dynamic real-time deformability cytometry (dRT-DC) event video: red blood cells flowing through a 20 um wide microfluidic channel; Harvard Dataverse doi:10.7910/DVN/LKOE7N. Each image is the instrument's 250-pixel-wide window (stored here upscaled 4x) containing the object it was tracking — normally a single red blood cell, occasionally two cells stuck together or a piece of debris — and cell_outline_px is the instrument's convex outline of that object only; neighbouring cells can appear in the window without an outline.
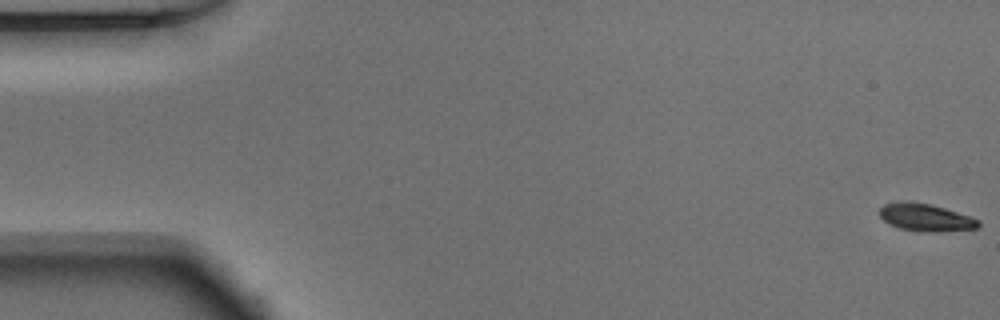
{"species": "Egyptian fruit bat (a non-hibernating species)", "species_latin": "Rousettus aegyptiacus", "temperature_condition": "warm", "stored_images_in_passage": 52, "camera_frame_rate_fps": 3000, "um_per_image_px": 0.085, "animal": {"sex": "male"}, "frame": {"image": 1, "passage_image": 1, "time_ms": 0.0, "image_size_px": [1000, 320], "cell_outline_px": [[980, 224], [976, 228], [936, 232], [928, 232], [900, 228], [884, 220], [876, 212], [884, 204], [932, 204], [972, 216], [980, 220]], "centroid_in_image_um": [78.75, 18.51], "position_along_channel_um": 6.2, "area_um2": 15.26}}
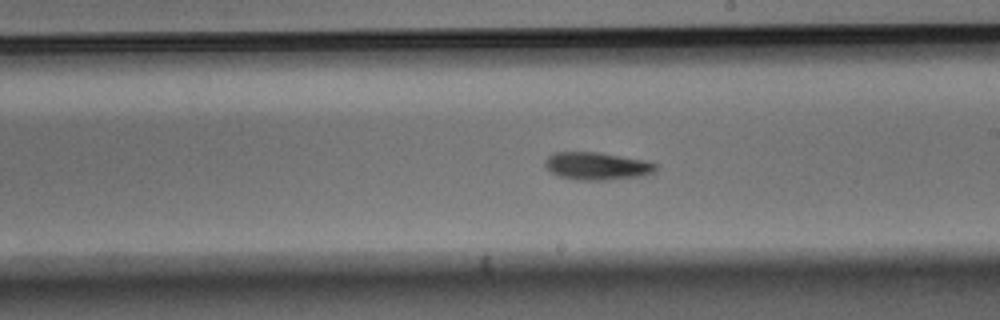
{"frame": {"image": 2, "passage_image": 30, "time_ms": 9.667, "image_size_px": [1000, 320], "cell_outline_px": [[660, 164], [656, 172], [644, 176], [608, 180], [580, 180], [560, 176], [552, 172], [544, 164], [544, 160], [548, 156], [556, 152], [596, 152], [648, 160]], "centroid_in_image_um": [50.85, 14.11], "position_along_channel_um": 238.2, "area_um2": 18.09}}
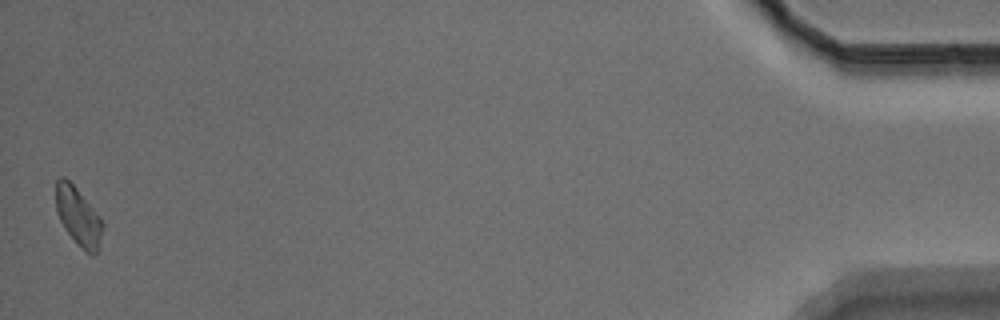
{"frame": {"image": 3, "passage_image": 52, "time_ms": 17.0, "image_size_px": [1000, 320], "cell_outline_px": [[104, 224], [100, 248], [92, 256], [84, 252], [68, 232], [60, 220], [56, 212], [56, 180], [60, 176], [64, 176], [76, 188], [100, 216]], "centroid_in_image_um": [6.68, 18.43], "position_along_channel_um": 428.5, "area_um2": 15.95}, "authors_computed_cell_mechanics": {"area_um2": 16.5308, "velocity_mm_per_s": 3.8813, "shape_relaxation_time_tau1_ms": 3.51, "shape_relaxation_time_tau2_ms": null, "deformation_change_tau1": 0.1364, "deformation_change_tau2": null}}